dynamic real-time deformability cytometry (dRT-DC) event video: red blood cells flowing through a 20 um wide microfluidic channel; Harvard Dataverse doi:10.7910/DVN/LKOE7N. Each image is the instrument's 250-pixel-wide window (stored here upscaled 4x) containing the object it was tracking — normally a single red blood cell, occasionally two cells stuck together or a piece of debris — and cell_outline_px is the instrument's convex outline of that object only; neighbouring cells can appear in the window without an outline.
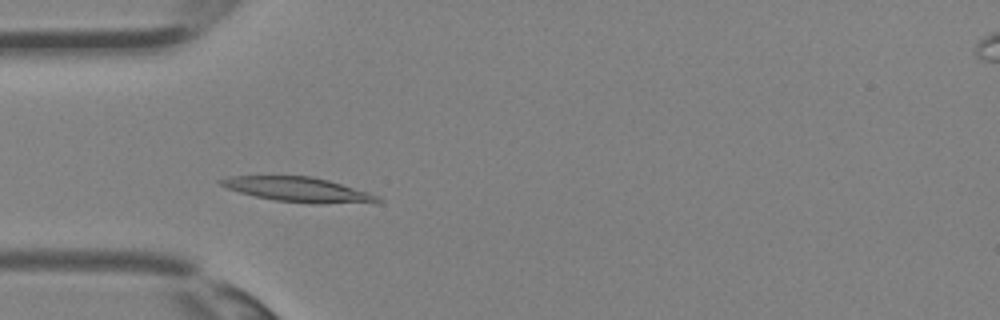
{"species": "Egyptian fruit bat (a non-hibernating species)", "species_latin": "Rousettus aegyptiacus", "temperature_condition": "room temperature", "stored_images_in_passage": 33, "camera_frame_rate_fps": 3000, "um_per_image_px": 0.085, "animal": {"sex": "female"}, "frame": {"image": 1, "passage_image": 8, "time_ms": 2.333, "image_size_px": [1000, 320], "cell_outline_px": [[384, 200], [320, 204], [316, 204], [276, 200], [256, 196], [240, 192], [228, 188], [220, 184], [216, 180], [228, 176], [312, 176], [328, 180], [368, 192], [380, 196]], "centroid_in_image_um": [25.28, 16.09], "position_along_channel_um": 59.7, "area_um2": 22.08}}
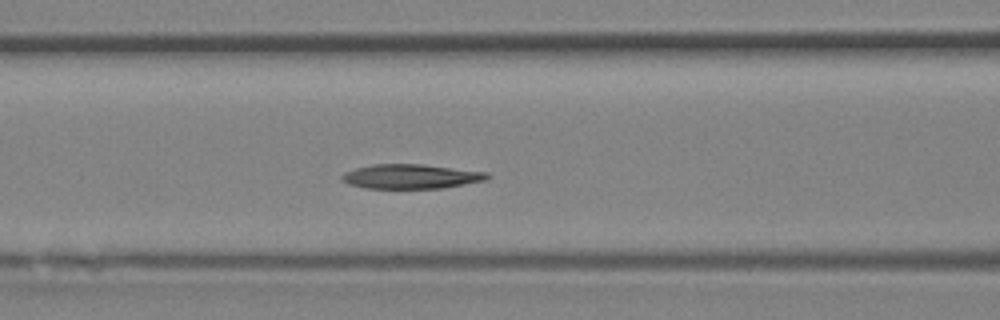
{"frame": {"image": 2, "passage_image": 12, "time_ms": 3.667, "image_size_px": [1000, 320], "cell_outline_px": [[492, 176], [488, 180], [440, 188], [364, 188], [348, 184], [340, 180], [340, 176], [344, 172], [356, 168], [376, 164], [420, 164], [488, 172]], "centroid_in_image_um": [34.92, 15.0], "position_along_channel_um": 131.7, "area_um2": 20.75}}
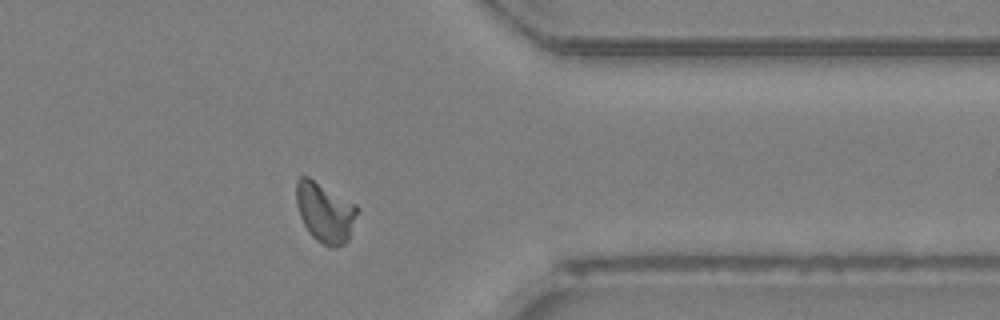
{"frame": {"image": 3, "passage_image": 26, "time_ms": 8.333, "image_size_px": [1000, 320], "cell_outline_px": [[360, 208], [348, 240], [344, 244], [336, 248], [332, 248], [316, 240], [308, 232], [300, 216], [296, 204], [296, 180], [300, 176], [308, 176], [356, 204]], "centroid_in_image_um": [27.63, 18.05], "position_along_channel_um": 383.8, "area_um2": 21.5}}